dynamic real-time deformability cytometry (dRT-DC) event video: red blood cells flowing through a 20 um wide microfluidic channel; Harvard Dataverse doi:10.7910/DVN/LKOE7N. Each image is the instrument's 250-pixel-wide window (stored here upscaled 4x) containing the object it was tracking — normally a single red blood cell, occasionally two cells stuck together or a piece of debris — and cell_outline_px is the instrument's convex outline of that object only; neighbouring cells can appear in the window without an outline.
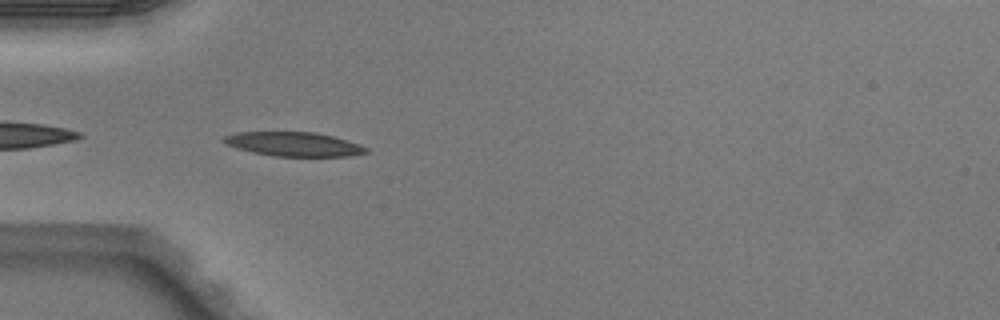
{"species": "Egyptian fruit bat (a non-hibernating species)", "species_latin": "Rousettus aegyptiacus", "temperature_condition": "warm", "stored_images_in_passage": 24, "camera_frame_rate_fps": 3000, "um_per_image_px": 0.085, "animal": {"sex": "male"}, "frame": {"image": 1, "passage_image": 2, "time_ms": 0.333, "image_size_px": [1000, 320], "cell_outline_px": [[368, 152], [348, 156], [276, 156], [252, 152], [224, 144], [220, 140], [224, 136], [236, 132], [316, 132], [348, 140], [360, 144], [368, 148]], "centroid_in_image_um": [24.95, 12.24], "position_along_channel_um": 60.0, "area_um2": 20.06}}
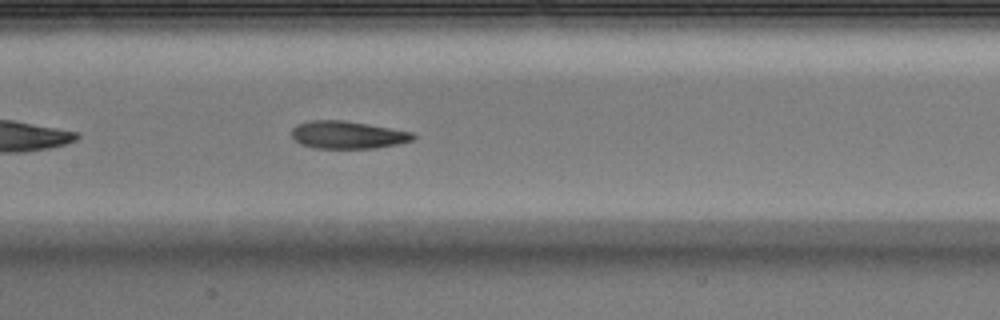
{"frame": {"image": 2, "passage_image": 11, "time_ms": 3.333, "image_size_px": [1000, 320], "cell_outline_px": [[416, 136], [412, 140], [396, 144], [376, 148], [316, 148], [300, 144], [292, 136], [292, 128], [296, 124], [312, 120], [344, 120], [368, 124], [412, 132]], "centroid_in_image_um": [29.52, 11.46], "position_along_channel_um": 177.9, "area_um2": 19.42}}
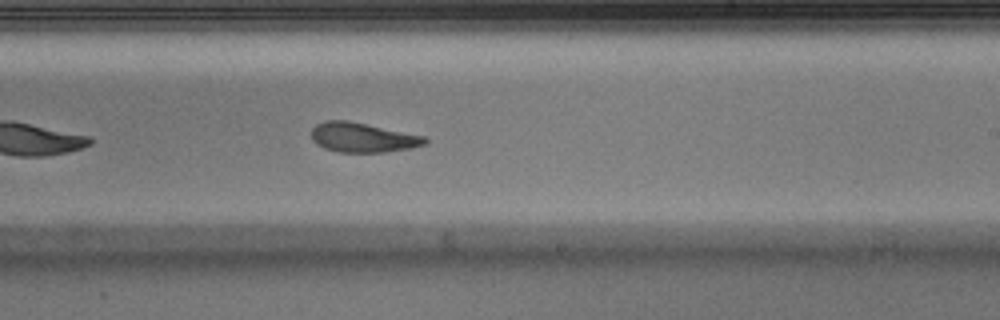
{"frame": {"image": 3, "passage_image": 17, "time_ms": 5.333, "image_size_px": [1000, 320], "cell_outline_px": [[428, 140], [424, 144], [412, 148], [384, 152], [336, 152], [324, 148], [316, 144], [312, 140], [312, 128], [316, 124], [324, 120], [348, 120], [424, 136]], "centroid_in_image_um": [30.79, 11.68], "position_along_channel_um": 258.2, "area_um2": 19.59}}